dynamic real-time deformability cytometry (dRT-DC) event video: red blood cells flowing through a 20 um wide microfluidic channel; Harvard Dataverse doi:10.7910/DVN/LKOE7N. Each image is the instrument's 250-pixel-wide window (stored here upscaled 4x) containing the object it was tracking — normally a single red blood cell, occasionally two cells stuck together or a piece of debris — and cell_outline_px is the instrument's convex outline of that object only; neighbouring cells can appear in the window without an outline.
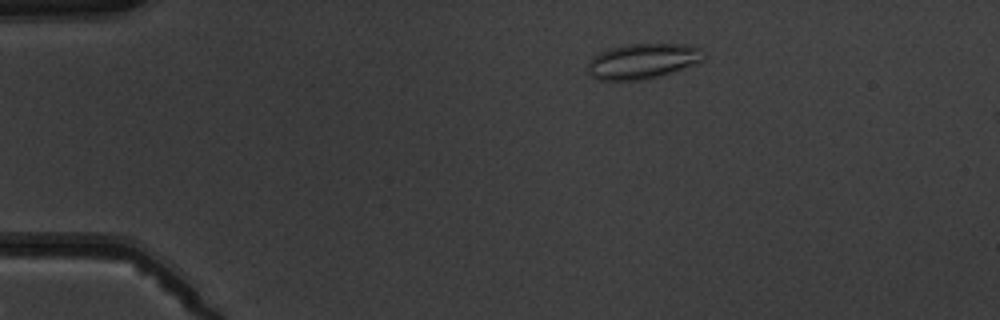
{"species": "common noctule bat (a hibernating species)", "species_latin": "Nyctalus noctula", "temperature_condition": "warm", "stored_images_in_passage": 2, "camera_frame_rate_fps": 3000, "um_per_image_px": 0.085, "animal": {"sex": "male", "body_mass_g": 19.5, "forearm_length_mm": 54.6}, "frame": {"image": 1, "passage_image": 2, "time_ms": 1.333, "image_size_px": [1000, 320], "cell_outline_px": [[704, 56], [700, 60], [680, 68], [656, 76], [636, 80], [596, 80], [588, 72], [588, 60], [592, 56], [608, 48], [624, 44], [696, 44], [704, 52]], "centroid_in_image_um": [54.55, 5.16], "position_along_channel_um": 30.4, "area_um2": 23.52}}